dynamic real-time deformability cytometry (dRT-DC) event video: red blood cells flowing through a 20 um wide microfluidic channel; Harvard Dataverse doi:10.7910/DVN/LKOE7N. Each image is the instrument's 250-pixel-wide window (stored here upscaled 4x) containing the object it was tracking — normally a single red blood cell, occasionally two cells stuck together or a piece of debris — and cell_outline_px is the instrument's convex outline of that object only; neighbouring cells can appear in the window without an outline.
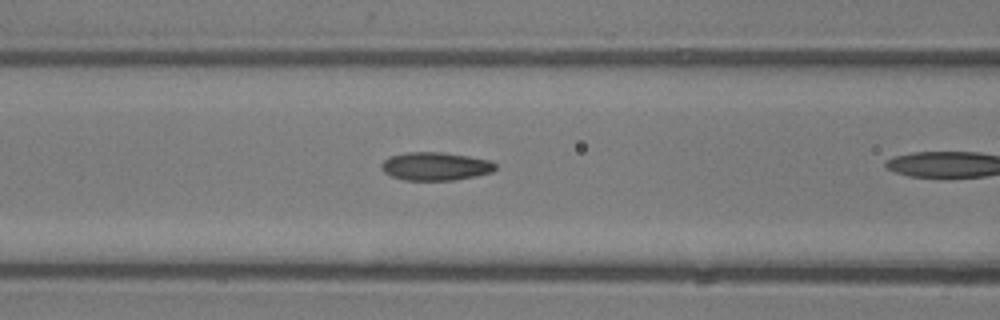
{"species": "common noctule bat (a hibernating species)", "species_latin": "Nyctalus noctula", "temperature_condition": "room temperature", "stored_images_in_passage": 11, "camera_frame_rate_fps": 3000, "um_per_image_px": 0.085, "animal": {"sex": "male", "body_mass_g": 13.3}, "frame": {"image": 1, "passage_image": 10, "time_ms": 3.0, "image_size_px": [1000, 320], "cell_outline_px": [[496, 168], [492, 172], [476, 176], [456, 180], [404, 180], [392, 176], [384, 172], [380, 168], [380, 164], [384, 160], [392, 156], [408, 152], [440, 152], [468, 156], [488, 160], [496, 164]], "centroid_in_image_um": [37.01, 14.14], "position_along_channel_um": 129.6, "area_um2": 18.67}}